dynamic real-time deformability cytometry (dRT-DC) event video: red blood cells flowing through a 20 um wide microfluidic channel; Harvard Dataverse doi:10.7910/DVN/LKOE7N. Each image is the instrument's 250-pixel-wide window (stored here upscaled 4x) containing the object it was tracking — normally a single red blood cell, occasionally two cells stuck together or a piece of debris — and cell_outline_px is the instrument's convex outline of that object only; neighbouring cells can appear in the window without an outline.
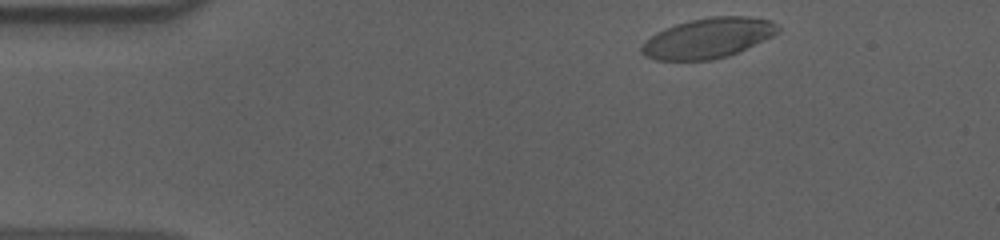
{"species": "human", "species_latin": "Homo sapiens", "temperature_condition": "cold", "stored_images_in_passage": 38, "camera_frame_rate_fps": 3000, "um_per_image_px": 0.085, "donor": {"sex": "male"}, "frame": {"image": 1, "passage_image": 2, "time_ms": 0.333, "image_size_px": [1000, 240], "cell_outline_px": [[780, 32], [772, 36], [728, 56], [712, 60], [656, 60], [644, 56], [640, 52], [640, 48], [656, 32], [664, 28], [688, 20], [712, 16], [748, 16], [772, 20], [780, 28]], "centroid_in_image_um": [60.19, 3.23], "position_along_channel_um": 24.8, "area_um2": 31.85}}
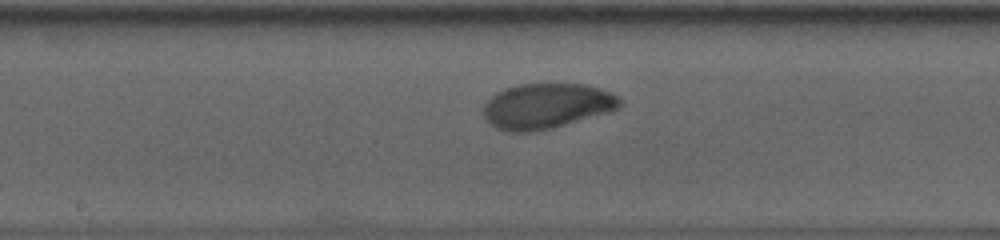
{"frame": {"image": 2, "passage_image": 23, "time_ms": 7.333, "image_size_px": [1000, 240], "cell_outline_px": [[624, 104], [620, 108], [608, 112], [564, 124], [532, 132], [512, 132], [496, 128], [488, 124], [484, 116], [484, 104], [496, 92], [504, 88], [520, 84], [588, 84], [612, 92], [620, 96]], "centroid_in_image_um": [46.48, 8.99], "position_along_channel_um": 201.7, "area_um2": 36.07}}
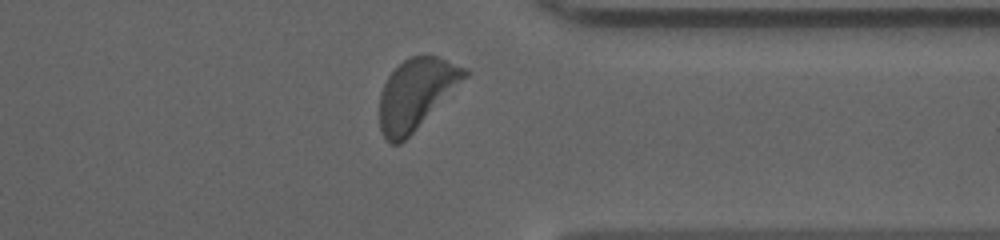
{"frame": {"image": 3, "passage_image": 38, "time_ms": 12.333, "image_size_px": [1000, 240], "cell_outline_px": [[472, 72], [400, 144], [392, 144], [384, 136], [380, 128], [380, 92], [388, 76], [404, 60], [412, 56], [436, 56], [468, 68]], "centroid_in_image_um": [35.38, 7.95], "position_along_channel_um": 376.0, "area_um2": 34.28}, "authors_computed_cell_mechanics": {"area_um2": 34.9979, "velocity_mm_per_s": 3.5868, "shape_relaxation_time_tau1_ms": 2.5195, "shape_relaxation_time_tau2_ms": null, "deformation_change_tau1": 0.1318, "deformation_change_tau2": null}}